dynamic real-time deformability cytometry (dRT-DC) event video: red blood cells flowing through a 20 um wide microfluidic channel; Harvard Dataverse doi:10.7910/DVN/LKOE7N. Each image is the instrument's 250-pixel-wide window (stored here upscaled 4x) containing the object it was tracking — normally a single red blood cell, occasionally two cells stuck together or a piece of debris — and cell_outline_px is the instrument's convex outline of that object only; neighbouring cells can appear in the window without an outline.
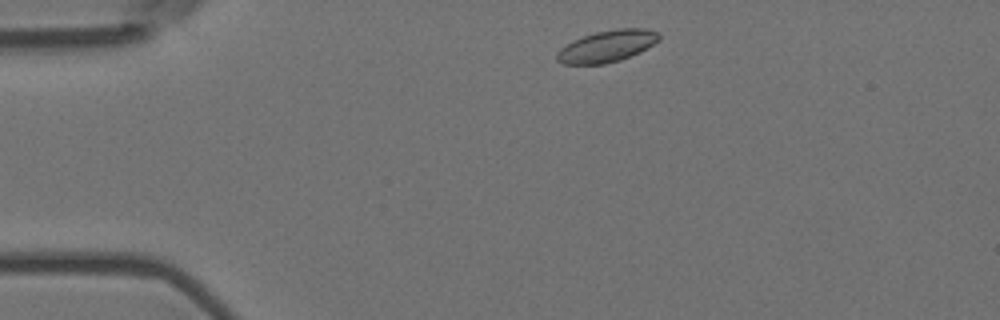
{"species": "Egyptian fruit bat (a non-hibernating species)", "species_latin": "Rousettus aegyptiacus", "temperature_condition": "room temperature", "stored_images_in_passage": 5, "camera_frame_rate_fps": 3000, "um_per_image_px": 0.085, "animal": {"sex": "female"}, "frame": {"image": 1, "passage_image": 1, "time_ms": 0.0, "image_size_px": [1000, 320], "cell_outline_px": [[660, 40], [640, 52], [620, 60], [604, 64], [564, 64], [556, 60], [556, 52], [560, 48], [584, 36], [596, 32], [616, 28], [644, 28], [660, 32]], "centroid_in_image_um": [51.63, 3.92], "position_along_channel_um": 33.4, "area_um2": 18.84}}
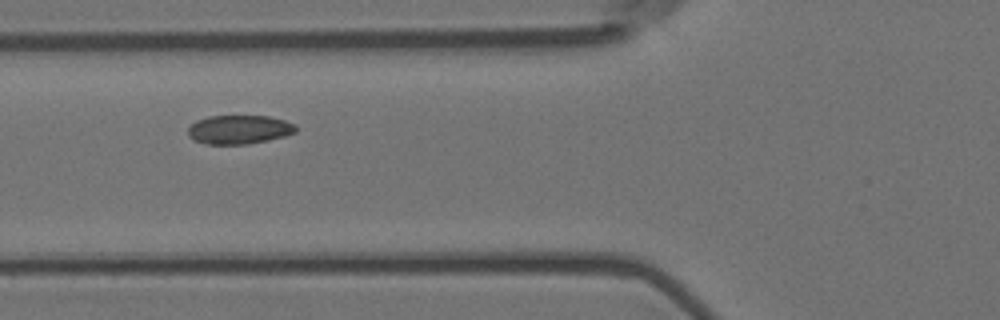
{"frame": {"image": 2, "passage_image": 4, "time_ms": 1.0, "image_size_px": [1000, 320], "cell_outline_px": [[296, 132], [284, 136], [268, 140], [244, 144], [204, 144], [188, 136], [188, 128], [196, 120], [208, 116], [268, 116], [284, 120], [296, 124]], "centroid_in_image_um": [20.32, 11.0], "position_along_channel_um": 105.5, "area_um2": 18.09}}
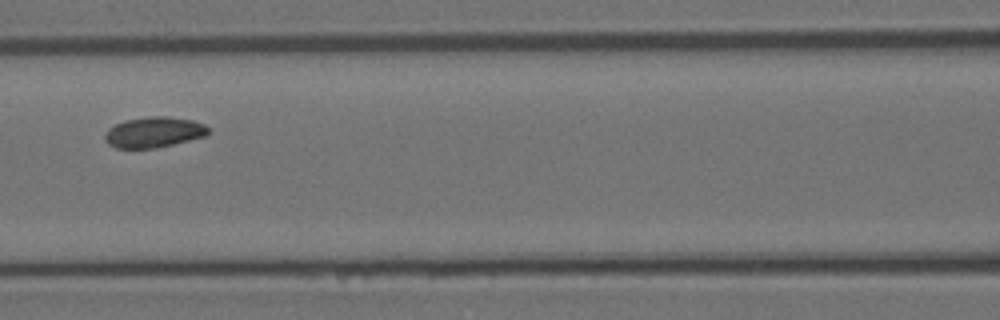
{"frame": {"image": 3, "passage_image": 5, "time_ms": 1.333, "image_size_px": [1000, 320], "cell_outline_px": [[208, 136], [156, 148], [116, 148], [108, 144], [104, 140], [104, 136], [108, 128], [124, 120], [148, 116], [168, 116], [192, 120], [204, 124], [208, 128]], "centroid_in_image_um": [13.07, 11.24], "position_along_channel_um": 153.5, "area_um2": 18.61}}